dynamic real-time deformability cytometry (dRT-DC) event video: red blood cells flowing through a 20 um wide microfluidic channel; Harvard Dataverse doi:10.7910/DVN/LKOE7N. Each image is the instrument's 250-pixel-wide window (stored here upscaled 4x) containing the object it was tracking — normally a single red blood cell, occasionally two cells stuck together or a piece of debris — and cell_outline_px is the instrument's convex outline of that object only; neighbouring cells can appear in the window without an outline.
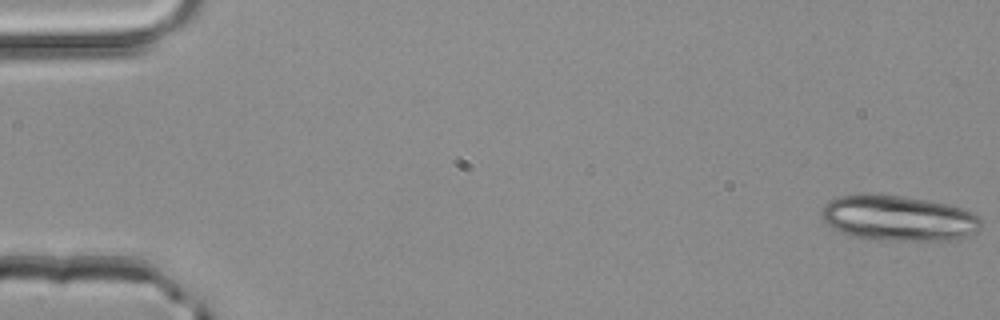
{"species": "common noctule bat (a hibernating species)", "species_latin": "Nyctalus noctula", "temperature_condition": "room temperature", "stored_images_in_passage": 8, "camera_frame_rate_fps": 3000, "um_per_image_px": 0.085, "animal": {"sex": "male", "body_mass_g": 20.4}, "frame": {"image": 1, "passage_image": 1, "time_ms": 0.0, "image_size_px": [1000, 320], "cell_outline_px": [[980, 228], [976, 232], [968, 236], [952, 240], [884, 240], [852, 236], [832, 228], [820, 216], [820, 212], [824, 204], [828, 200], [840, 196], [904, 196], [948, 204], [972, 212], [980, 216]], "centroid_in_image_um": [76.38, 18.57], "position_along_channel_um": 8.6, "area_um2": 41.73}}